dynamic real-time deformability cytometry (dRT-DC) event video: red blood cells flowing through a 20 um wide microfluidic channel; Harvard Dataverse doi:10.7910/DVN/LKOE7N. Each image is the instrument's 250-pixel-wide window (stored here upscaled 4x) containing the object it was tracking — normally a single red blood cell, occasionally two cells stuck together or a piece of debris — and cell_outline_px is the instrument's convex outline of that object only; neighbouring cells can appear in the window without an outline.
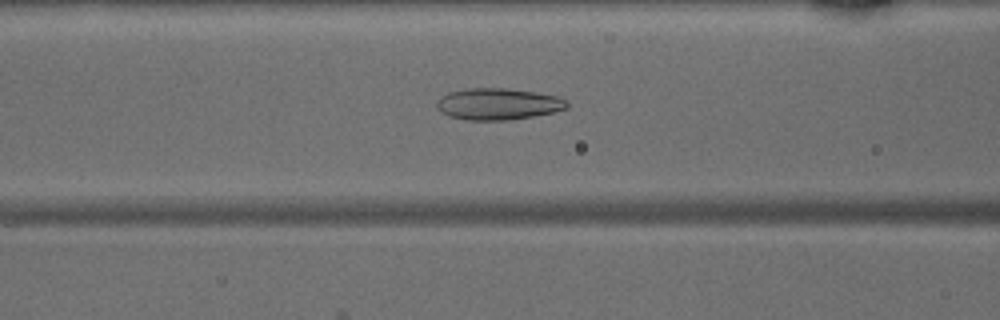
{"species": "common noctule bat (a hibernating species)", "species_latin": "Nyctalus noctula", "temperature_condition": "warm", "stored_images_in_passage": 45, "camera_frame_rate_fps": 3000, "um_per_image_px": 0.085, "animal": {"sex": "male", "body_mass_g": 15.6}, "frame": {"image": 1, "passage_image": 19, "time_ms": 6.0, "image_size_px": [1000, 320], "cell_outline_px": [[568, 108], [556, 112], [508, 120], [464, 120], [448, 116], [440, 112], [436, 108], [436, 100], [440, 96], [448, 92], [464, 88], [508, 88], [536, 92], [556, 96], [568, 100]], "centroid_in_image_um": [42.3, 8.84], "position_along_channel_um": 124.3, "area_um2": 24.39}}
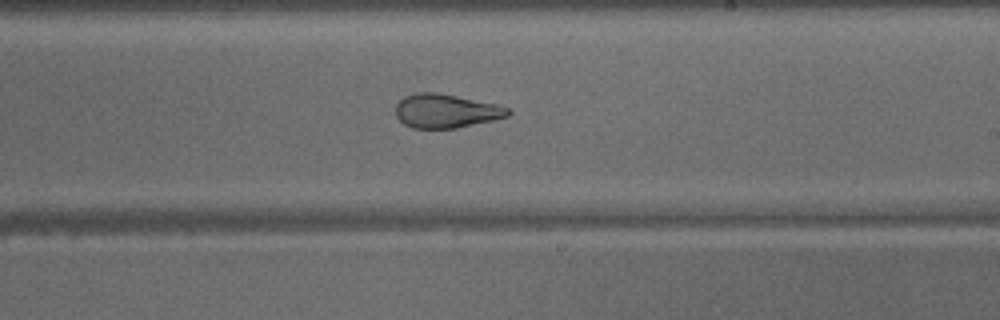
{"frame": {"image": 2, "passage_image": 28, "time_ms": 9.0, "image_size_px": [1000, 320], "cell_outline_px": [[512, 112], [508, 116], [492, 120], [456, 128], [412, 128], [404, 124], [396, 116], [396, 104], [404, 96], [416, 92], [436, 92], [496, 104], [508, 108]], "centroid_in_image_um": [37.88, 9.43], "position_along_channel_um": 251.1, "area_um2": 22.02}}
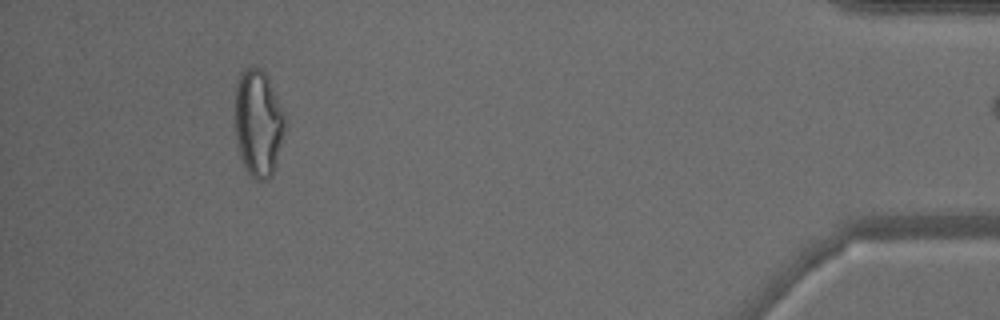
{"frame": {"image": 3, "passage_image": 44, "time_ms": 14.333, "image_size_px": [1000, 320], "cell_outline_px": [[284, 132], [276, 164], [272, 176], [268, 180], [256, 180], [248, 172], [244, 164], [240, 152], [236, 136], [232, 116], [236, 84], [240, 72], [248, 68], [260, 68], [268, 76], [284, 112]], "centroid_in_image_um": [21.92, 10.43], "position_along_channel_um": 413.3, "area_um2": 31.5}}